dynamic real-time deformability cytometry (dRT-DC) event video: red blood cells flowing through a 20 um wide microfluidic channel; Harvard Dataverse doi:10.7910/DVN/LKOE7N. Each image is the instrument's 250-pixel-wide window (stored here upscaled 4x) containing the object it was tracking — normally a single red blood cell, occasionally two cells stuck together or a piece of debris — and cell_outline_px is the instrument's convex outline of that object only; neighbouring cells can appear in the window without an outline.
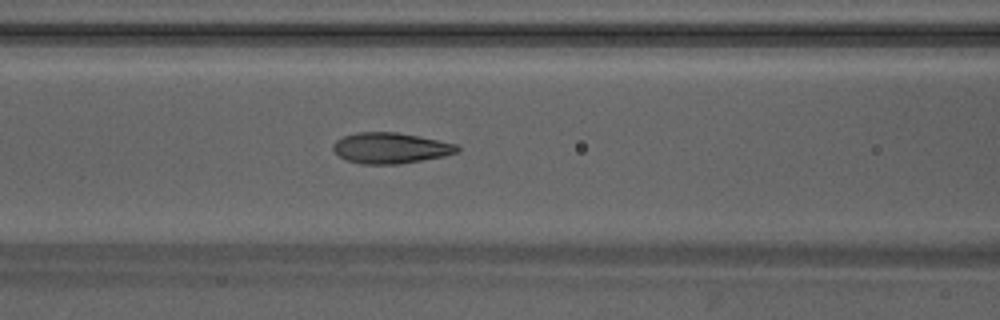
{"species": "Egyptian fruit bat (a non-hibernating species)", "species_latin": "Rousettus aegyptiacus", "temperature_condition": "warm", "stored_images_in_passage": 48, "camera_frame_rate_fps": 3000, "um_per_image_px": 0.085, "animal": {"sex": "male"}, "frame": {"image": 1, "passage_image": 20, "time_ms": 6.333, "image_size_px": [1000, 320], "cell_outline_px": [[460, 152], [444, 156], [396, 164], [360, 164], [344, 160], [332, 148], [332, 144], [336, 140], [344, 136], [356, 132], [396, 132], [456, 144], [460, 148]], "centroid_in_image_um": [33.16, 12.59], "position_along_channel_um": 133.4, "area_um2": 22.14}}
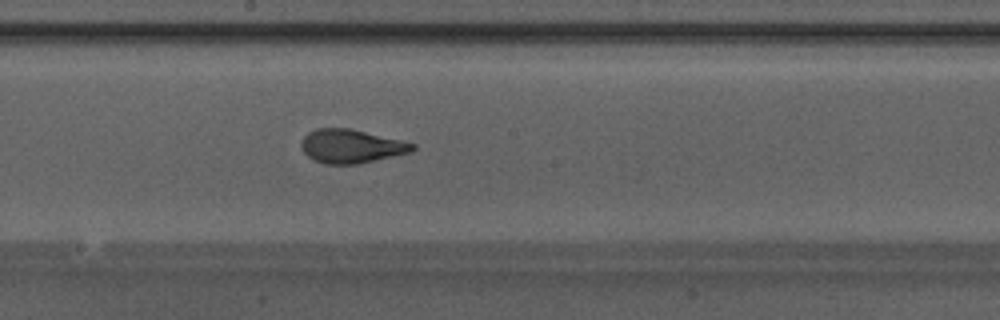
{"frame": {"image": 2, "passage_image": 26, "time_ms": 8.333, "image_size_px": [1000, 320], "cell_outline_px": [[416, 148], [412, 152], [356, 164], [324, 164], [312, 160], [304, 152], [300, 144], [304, 136], [308, 132], [316, 128], [348, 128], [400, 140], [416, 144]], "centroid_in_image_um": [29.82, 12.43], "position_along_channel_um": 218.4, "area_um2": 21.73}}
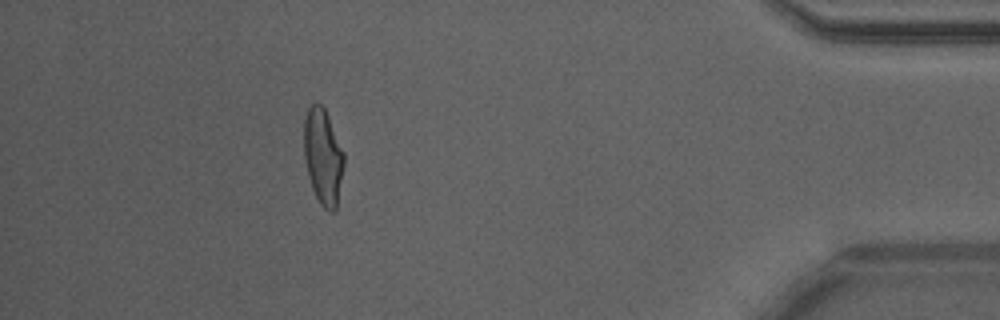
{"frame": {"image": 3, "passage_image": 43, "time_ms": 14.0, "image_size_px": [1000, 320], "cell_outline_px": [[344, 164], [336, 208], [332, 212], [328, 212], [320, 204], [312, 188], [308, 176], [304, 160], [304, 120], [308, 108], [316, 100], [324, 108], [328, 116], [344, 152]], "centroid_in_image_um": [27.44, 13.3], "position_along_channel_um": 407.8, "area_um2": 22.37}, "authors_computed_cell_mechanics": {"area_um2": 22.1374, "velocity_mm_per_s": 4.258, "shape_relaxation_time_tau1_ms": 3.8075, "shape_relaxation_time_tau2_ms": 0.7536, "deformation_change_tau1": 0.1883, "deformation_change_tau2": 0.0708}}